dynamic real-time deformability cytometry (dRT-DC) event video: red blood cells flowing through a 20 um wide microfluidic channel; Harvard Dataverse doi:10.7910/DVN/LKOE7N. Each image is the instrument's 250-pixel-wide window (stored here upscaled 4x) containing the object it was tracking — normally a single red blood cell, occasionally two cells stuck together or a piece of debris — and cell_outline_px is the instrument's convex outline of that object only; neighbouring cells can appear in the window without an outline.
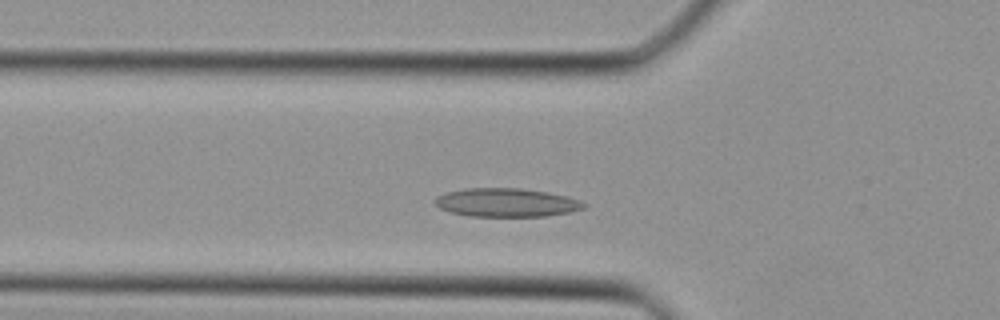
{"species": "Egyptian fruit bat (a non-hibernating species)", "species_latin": "Rousettus aegyptiacus", "temperature_condition": "cold", "stored_images_in_passage": 28, "camera_frame_rate_fps": 3000, "um_per_image_px": 0.085, "animal": {"sex": "female"}, "frame": {"image": 1, "passage_image": 3, "time_ms": 0.667, "image_size_px": [1000, 320], "cell_outline_px": [[584, 208], [568, 212], [544, 216], [468, 216], [452, 212], [440, 208], [432, 200], [436, 196], [444, 192], [464, 188], [520, 188], [548, 192], [568, 196], [580, 200], [584, 204]], "centroid_in_image_um": [43.0, 17.2], "position_along_channel_um": 82.8, "area_um2": 24.8}}
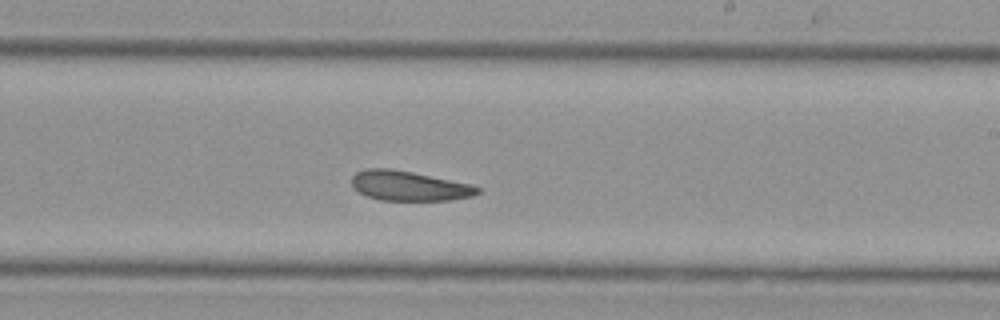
{"frame": {"image": 2, "passage_image": 13, "time_ms": 4.0, "image_size_px": [1000, 320], "cell_outline_px": [[480, 192], [472, 196], [448, 200], [380, 200], [368, 196], [352, 188], [352, 176], [356, 172], [368, 168], [392, 168], [472, 184], [480, 188]], "centroid_in_image_um": [34.76, 15.79], "position_along_channel_um": 254.2, "area_um2": 21.79}}
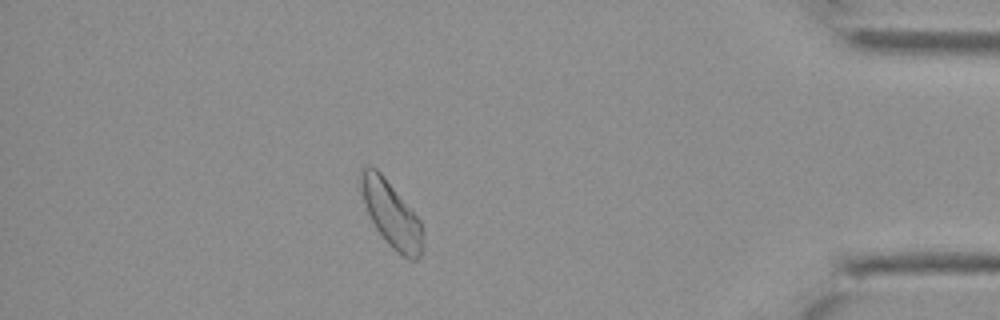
{"frame": {"image": 3, "passage_image": 24, "time_ms": 7.667, "image_size_px": [1000, 320], "cell_outline_px": [[424, 248], [420, 256], [416, 260], [408, 260], [396, 252], [384, 240], [376, 228], [368, 212], [360, 188], [360, 168], [376, 168], [384, 176], [420, 220], [424, 244]], "centroid_in_image_um": [33.28, 18.26], "position_along_channel_um": 401.9, "area_um2": 23.52}}